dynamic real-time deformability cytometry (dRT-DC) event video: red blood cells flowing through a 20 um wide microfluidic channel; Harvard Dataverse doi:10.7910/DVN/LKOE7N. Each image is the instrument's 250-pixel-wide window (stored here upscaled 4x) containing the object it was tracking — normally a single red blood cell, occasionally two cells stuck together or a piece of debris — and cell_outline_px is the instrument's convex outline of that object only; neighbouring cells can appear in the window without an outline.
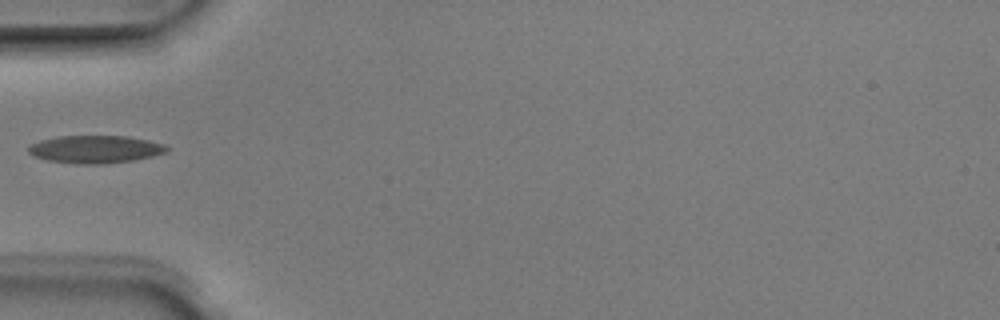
{"species": "Egyptian fruit bat (a non-hibernating species)", "species_latin": "Rousettus aegyptiacus", "temperature_condition": "room temperature", "stored_images_in_passage": 1, "camera_frame_rate_fps": 3000, "um_per_image_px": 0.085, "animal": {"sex": "male"}, "frame": {"image": 1, "passage_image": 1, "time_ms": 0.0, "image_size_px": [1000, 320], "cell_outline_px": [[168, 152], [152, 156], [132, 160], [104, 164], [76, 164], [48, 160], [36, 156], [28, 152], [28, 144], [40, 140], [60, 136], [128, 136], [148, 140], [164, 144], [168, 148]], "centroid_in_image_um": [8.09, 12.68], "position_along_channel_um": 76.9, "area_um2": 22.31}}